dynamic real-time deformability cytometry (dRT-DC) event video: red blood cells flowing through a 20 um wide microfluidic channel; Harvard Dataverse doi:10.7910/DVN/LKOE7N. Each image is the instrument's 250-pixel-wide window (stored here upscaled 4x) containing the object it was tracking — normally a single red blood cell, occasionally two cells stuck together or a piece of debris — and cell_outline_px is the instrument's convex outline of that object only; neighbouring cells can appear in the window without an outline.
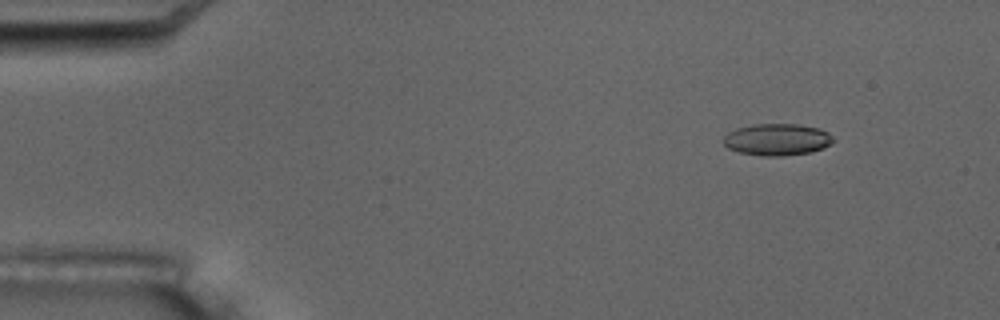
{"species": "common noctule bat (a hibernating species)", "species_latin": "Nyctalus noctula", "temperature_condition": "room temperature", "stored_images_in_passage": 6, "camera_frame_rate_fps": 3000, "um_per_image_px": 0.085, "animal": {"sex": "male", "body_mass_g": 17.5, "forearm_length_mm": 52.3}, "frame": {"image": 1, "passage_image": 2, "time_ms": 1.333, "image_size_px": [1000, 320], "cell_outline_px": [[836, 140], [824, 148], [812, 152], [784, 156], [760, 156], [740, 152], [728, 148], [724, 144], [724, 136], [728, 132], [736, 128], [752, 124], [800, 124], [820, 128], [828, 132]], "centroid_in_image_um": [66.08, 11.86], "position_along_channel_um": 18.9, "area_um2": 20.63}}